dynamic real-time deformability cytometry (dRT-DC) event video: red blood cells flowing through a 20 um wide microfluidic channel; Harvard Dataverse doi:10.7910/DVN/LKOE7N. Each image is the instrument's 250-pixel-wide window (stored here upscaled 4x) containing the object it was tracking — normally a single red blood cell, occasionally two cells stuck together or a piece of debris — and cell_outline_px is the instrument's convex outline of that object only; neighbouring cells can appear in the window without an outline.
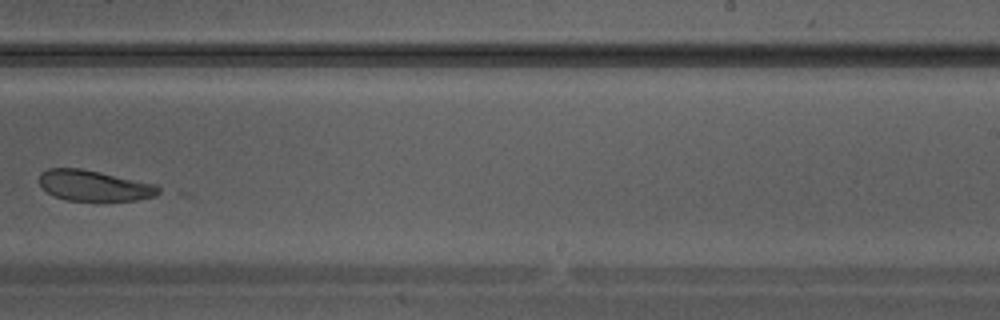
{"species": "Egyptian fruit bat (a non-hibernating species)", "species_latin": "Rousettus aegyptiacus", "temperature_condition": "warm", "stored_images_in_passage": 30, "camera_frame_rate_fps": 3000, "um_per_image_px": 0.085, "animal": {"sex": "male"}, "frame": {"image": 1, "passage_image": 18, "time_ms": 5.667, "image_size_px": [1000, 320], "cell_outline_px": [[164, 192], [156, 196], [136, 200], [68, 200], [56, 196], [40, 188], [40, 172], [48, 168], [80, 168], [156, 184]], "centroid_in_image_um": [8.02, 15.77], "position_along_channel_um": 281.0, "area_um2": 21.27}}